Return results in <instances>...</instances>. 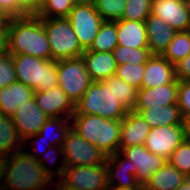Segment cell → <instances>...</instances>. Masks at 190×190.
<instances>
[{"instance_id": "6da1fadb", "label": "cell", "mask_w": 190, "mask_h": 190, "mask_svg": "<svg viewBox=\"0 0 190 190\" xmlns=\"http://www.w3.org/2000/svg\"><path fill=\"white\" fill-rule=\"evenodd\" d=\"M51 180L38 159L23 149L0 159V190H47Z\"/></svg>"}, {"instance_id": "7a4b0ae2", "label": "cell", "mask_w": 190, "mask_h": 190, "mask_svg": "<svg viewBox=\"0 0 190 190\" xmlns=\"http://www.w3.org/2000/svg\"><path fill=\"white\" fill-rule=\"evenodd\" d=\"M9 54L52 60L48 36L37 15L10 18L7 26Z\"/></svg>"}, {"instance_id": "3957f363", "label": "cell", "mask_w": 190, "mask_h": 190, "mask_svg": "<svg viewBox=\"0 0 190 190\" xmlns=\"http://www.w3.org/2000/svg\"><path fill=\"white\" fill-rule=\"evenodd\" d=\"M72 129L106 156L119 152L121 120L97 115L73 114Z\"/></svg>"}, {"instance_id": "277c9868", "label": "cell", "mask_w": 190, "mask_h": 190, "mask_svg": "<svg viewBox=\"0 0 190 190\" xmlns=\"http://www.w3.org/2000/svg\"><path fill=\"white\" fill-rule=\"evenodd\" d=\"M128 110L114 93V76L93 82L75 104L74 114L97 115L110 120H122Z\"/></svg>"}, {"instance_id": "5b68a950", "label": "cell", "mask_w": 190, "mask_h": 190, "mask_svg": "<svg viewBox=\"0 0 190 190\" xmlns=\"http://www.w3.org/2000/svg\"><path fill=\"white\" fill-rule=\"evenodd\" d=\"M11 55L18 82L35 91H46L59 86L56 61L23 54Z\"/></svg>"}, {"instance_id": "8992f818", "label": "cell", "mask_w": 190, "mask_h": 190, "mask_svg": "<svg viewBox=\"0 0 190 190\" xmlns=\"http://www.w3.org/2000/svg\"><path fill=\"white\" fill-rule=\"evenodd\" d=\"M41 22L48 36L52 60L82 57L85 50L67 18H41Z\"/></svg>"}, {"instance_id": "52a82bcc", "label": "cell", "mask_w": 190, "mask_h": 190, "mask_svg": "<svg viewBox=\"0 0 190 190\" xmlns=\"http://www.w3.org/2000/svg\"><path fill=\"white\" fill-rule=\"evenodd\" d=\"M59 87L75 105L93 83L82 57L56 61Z\"/></svg>"}, {"instance_id": "ba28073f", "label": "cell", "mask_w": 190, "mask_h": 190, "mask_svg": "<svg viewBox=\"0 0 190 190\" xmlns=\"http://www.w3.org/2000/svg\"><path fill=\"white\" fill-rule=\"evenodd\" d=\"M62 150V165L66 167L95 166L103 163L107 157L72 128L62 144Z\"/></svg>"}, {"instance_id": "9c48e42d", "label": "cell", "mask_w": 190, "mask_h": 190, "mask_svg": "<svg viewBox=\"0 0 190 190\" xmlns=\"http://www.w3.org/2000/svg\"><path fill=\"white\" fill-rule=\"evenodd\" d=\"M59 181L69 189L108 190L106 160L95 166L66 167Z\"/></svg>"}, {"instance_id": "30bf717a", "label": "cell", "mask_w": 190, "mask_h": 190, "mask_svg": "<svg viewBox=\"0 0 190 190\" xmlns=\"http://www.w3.org/2000/svg\"><path fill=\"white\" fill-rule=\"evenodd\" d=\"M67 19L70 21L81 47L84 50H88L104 22L101 15L96 11L94 6L75 5L71 9Z\"/></svg>"}, {"instance_id": "8fae6325", "label": "cell", "mask_w": 190, "mask_h": 190, "mask_svg": "<svg viewBox=\"0 0 190 190\" xmlns=\"http://www.w3.org/2000/svg\"><path fill=\"white\" fill-rule=\"evenodd\" d=\"M184 125H167L151 128L144 146L153 154L166 160L173 151L184 141Z\"/></svg>"}, {"instance_id": "7c38bea8", "label": "cell", "mask_w": 190, "mask_h": 190, "mask_svg": "<svg viewBox=\"0 0 190 190\" xmlns=\"http://www.w3.org/2000/svg\"><path fill=\"white\" fill-rule=\"evenodd\" d=\"M119 153L136 166L135 178L142 185L167 163L164 157L151 153L144 145L119 148Z\"/></svg>"}, {"instance_id": "4fadbf2b", "label": "cell", "mask_w": 190, "mask_h": 190, "mask_svg": "<svg viewBox=\"0 0 190 190\" xmlns=\"http://www.w3.org/2000/svg\"><path fill=\"white\" fill-rule=\"evenodd\" d=\"M34 100L49 118L65 117L71 119L75 112V105L59 86L46 91H35Z\"/></svg>"}, {"instance_id": "5bb4252c", "label": "cell", "mask_w": 190, "mask_h": 190, "mask_svg": "<svg viewBox=\"0 0 190 190\" xmlns=\"http://www.w3.org/2000/svg\"><path fill=\"white\" fill-rule=\"evenodd\" d=\"M49 117L38 107L34 98L20 105L12 117L18 135L26 145L29 136L39 133Z\"/></svg>"}, {"instance_id": "9a60e30c", "label": "cell", "mask_w": 190, "mask_h": 190, "mask_svg": "<svg viewBox=\"0 0 190 190\" xmlns=\"http://www.w3.org/2000/svg\"><path fill=\"white\" fill-rule=\"evenodd\" d=\"M151 14L163 19L177 32L190 30L186 0H152Z\"/></svg>"}, {"instance_id": "2e32d148", "label": "cell", "mask_w": 190, "mask_h": 190, "mask_svg": "<svg viewBox=\"0 0 190 190\" xmlns=\"http://www.w3.org/2000/svg\"><path fill=\"white\" fill-rule=\"evenodd\" d=\"M106 167L109 188H130L139 184L135 178L136 166L119 152L106 157Z\"/></svg>"}, {"instance_id": "e0dca14e", "label": "cell", "mask_w": 190, "mask_h": 190, "mask_svg": "<svg viewBox=\"0 0 190 190\" xmlns=\"http://www.w3.org/2000/svg\"><path fill=\"white\" fill-rule=\"evenodd\" d=\"M176 80L174 64L162 55L153 54L145 64L141 88H153L172 83Z\"/></svg>"}, {"instance_id": "ac0fdd59", "label": "cell", "mask_w": 190, "mask_h": 190, "mask_svg": "<svg viewBox=\"0 0 190 190\" xmlns=\"http://www.w3.org/2000/svg\"><path fill=\"white\" fill-rule=\"evenodd\" d=\"M150 130V125L139 113L128 111L121 120L119 148L144 145Z\"/></svg>"}, {"instance_id": "d6986e66", "label": "cell", "mask_w": 190, "mask_h": 190, "mask_svg": "<svg viewBox=\"0 0 190 190\" xmlns=\"http://www.w3.org/2000/svg\"><path fill=\"white\" fill-rule=\"evenodd\" d=\"M179 81L153 88L138 90L137 104L133 110H143L151 106H166L177 104Z\"/></svg>"}, {"instance_id": "ffe728a7", "label": "cell", "mask_w": 190, "mask_h": 190, "mask_svg": "<svg viewBox=\"0 0 190 190\" xmlns=\"http://www.w3.org/2000/svg\"><path fill=\"white\" fill-rule=\"evenodd\" d=\"M148 48L152 54L161 55L177 33L167 22L150 14L145 20Z\"/></svg>"}, {"instance_id": "44dd1931", "label": "cell", "mask_w": 190, "mask_h": 190, "mask_svg": "<svg viewBox=\"0 0 190 190\" xmlns=\"http://www.w3.org/2000/svg\"><path fill=\"white\" fill-rule=\"evenodd\" d=\"M86 70L93 82H100L115 75L117 63L112 52L85 50L82 54Z\"/></svg>"}, {"instance_id": "7402d4cb", "label": "cell", "mask_w": 190, "mask_h": 190, "mask_svg": "<svg viewBox=\"0 0 190 190\" xmlns=\"http://www.w3.org/2000/svg\"><path fill=\"white\" fill-rule=\"evenodd\" d=\"M34 93V89L18 81L1 88L0 111L3 116L12 118L20 105L34 98Z\"/></svg>"}, {"instance_id": "603a6c76", "label": "cell", "mask_w": 190, "mask_h": 190, "mask_svg": "<svg viewBox=\"0 0 190 190\" xmlns=\"http://www.w3.org/2000/svg\"><path fill=\"white\" fill-rule=\"evenodd\" d=\"M118 45L129 48H148L145 21L117 20Z\"/></svg>"}, {"instance_id": "cb8c5ba5", "label": "cell", "mask_w": 190, "mask_h": 190, "mask_svg": "<svg viewBox=\"0 0 190 190\" xmlns=\"http://www.w3.org/2000/svg\"><path fill=\"white\" fill-rule=\"evenodd\" d=\"M133 111L139 113L151 128L183 124V117L181 115L178 104H171L166 106L153 105L147 109Z\"/></svg>"}, {"instance_id": "d4e9b609", "label": "cell", "mask_w": 190, "mask_h": 190, "mask_svg": "<svg viewBox=\"0 0 190 190\" xmlns=\"http://www.w3.org/2000/svg\"><path fill=\"white\" fill-rule=\"evenodd\" d=\"M185 178L184 174L167 162L152 174L144 187L146 190H176Z\"/></svg>"}, {"instance_id": "484cf974", "label": "cell", "mask_w": 190, "mask_h": 190, "mask_svg": "<svg viewBox=\"0 0 190 190\" xmlns=\"http://www.w3.org/2000/svg\"><path fill=\"white\" fill-rule=\"evenodd\" d=\"M23 144L24 141L18 135L12 118L3 117L0 120V159L21 151Z\"/></svg>"}, {"instance_id": "4316f807", "label": "cell", "mask_w": 190, "mask_h": 190, "mask_svg": "<svg viewBox=\"0 0 190 190\" xmlns=\"http://www.w3.org/2000/svg\"><path fill=\"white\" fill-rule=\"evenodd\" d=\"M71 128L72 123L69 118H48L47 121L41 127L39 134L43 136V139L46 138L45 140H50V143H53V146H55L56 144L57 146L62 147V144L64 143L66 136ZM49 133L51 136L48 135Z\"/></svg>"}, {"instance_id": "83f0119b", "label": "cell", "mask_w": 190, "mask_h": 190, "mask_svg": "<svg viewBox=\"0 0 190 190\" xmlns=\"http://www.w3.org/2000/svg\"><path fill=\"white\" fill-rule=\"evenodd\" d=\"M118 45L116 21H104L89 51L112 52Z\"/></svg>"}, {"instance_id": "f1b7e54d", "label": "cell", "mask_w": 190, "mask_h": 190, "mask_svg": "<svg viewBox=\"0 0 190 190\" xmlns=\"http://www.w3.org/2000/svg\"><path fill=\"white\" fill-rule=\"evenodd\" d=\"M190 54V30L179 31L161 54L170 63L175 64Z\"/></svg>"}, {"instance_id": "f546056e", "label": "cell", "mask_w": 190, "mask_h": 190, "mask_svg": "<svg viewBox=\"0 0 190 190\" xmlns=\"http://www.w3.org/2000/svg\"><path fill=\"white\" fill-rule=\"evenodd\" d=\"M117 65L130 63L134 65L146 64L153 55L149 48H129L117 45L112 51Z\"/></svg>"}, {"instance_id": "4dcf8cb0", "label": "cell", "mask_w": 190, "mask_h": 190, "mask_svg": "<svg viewBox=\"0 0 190 190\" xmlns=\"http://www.w3.org/2000/svg\"><path fill=\"white\" fill-rule=\"evenodd\" d=\"M74 6V0H43L37 16L40 18H67Z\"/></svg>"}, {"instance_id": "1f68e13d", "label": "cell", "mask_w": 190, "mask_h": 190, "mask_svg": "<svg viewBox=\"0 0 190 190\" xmlns=\"http://www.w3.org/2000/svg\"><path fill=\"white\" fill-rule=\"evenodd\" d=\"M138 90L114 75L115 96L128 111L133 110L137 104Z\"/></svg>"}, {"instance_id": "d6a6232c", "label": "cell", "mask_w": 190, "mask_h": 190, "mask_svg": "<svg viewBox=\"0 0 190 190\" xmlns=\"http://www.w3.org/2000/svg\"><path fill=\"white\" fill-rule=\"evenodd\" d=\"M167 162L186 177L190 176V140L184 141L173 151Z\"/></svg>"}, {"instance_id": "836d02e7", "label": "cell", "mask_w": 190, "mask_h": 190, "mask_svg": "<svg viewBox=\"0 0 190 190\" xmlns=\"http://www.w3.org/2000/svg\"><path fill=\"white\" fill-rule=\"evenodd\" d=\"M145 64L134 65L125 63L117 65L115 76L126 81L133 87L141 89V84L144 77Z\"/></svg>"}, {"instance_id": "e575fe53", "label": "cell", "mask_w": 190, "mask_h": 190, "mask_svg": "<svg viewBox=\"0 0 190 190\" xmlns=\"http://www.w3.org/2000/svg\"><path fill=\"white\" fill-rule=\"evenodd\" d=\"M152 0H127L121 19L145 21L151 14Z\"/></svg>"}, {"instance_id": "d590c367", "label": "cell", "mask_w": 190, "mask_h": 190, "mask_svg": "<svg viewBox=\"0 0 190 190\" xmlns=\"http://www.w3.org/2000/svg\"><path fill=\"white\" fill-rule=\"evenodd\" d=\"M127 0H98L96 11L104 21L121 20Z\"/></svg>"}, {"instance_id": "8d00e7d4", "label": "cell", "mask_w": 190, "mask_h": 190, "mask_svg": "<svg viewBox=\"0 0 190 190\" xmlns=\"http://www.w3.org/2000/svg\"><path fill=\"white\" fill-rule=\"evenodd\" d=\"M17 81L11 54L0 56V89Z\"/></svg>"}, {"instance_id": "74e56055", "label": "cell", "mask_w": 190, "mask_h": 190, "mask_svg": "<svg viewBox=\"0 0 190 190\" xmlns=\"http://www.w3.org/2000/svg\"><path fill=\"white\" fill-rule=\"evenodd\" d=\"M177 104L183 119L190 115V81H179Z\"/></svg>"}, {"instance_id": "f35d334b", "label": "cell", "mask_w": 190, "mask_h": 190, "mask_svg": "<svg viewBox=\"0 0 190 190\" xmlns=\"http://www.w3.org/2000/svg\"><path fill=\"white\" fill-rule=\"evenodd\" d=\"M50 152V153H49ZM52 153V155H51ZM56 153V154H55ZM55 154V155H54ZM60 154L63 156V150H62V147L60 146H57V150H56V145L55 146H52L51 148H48V150L40 156V158H38V161L42 164V167L43 169L52 177L54 178L55 177V173L58 174L59 178L62 177L63 173H64V169L66 168L65 165H62L60 166L59 168H57V170H53V169H50L49 167H47L45 165V163L43 162V157H45V160L46 162L49 160V162H52L54 163L57 159V156Z\"/></svg>"}, {"instance_id": "ab89813d", "label": "cell", "mask_w": 190, "mask_h": 190, "mask_svg": "<svg viewBox=\"0 0 190 190\" xmlns=\"http://www.w3.org/2000/svg\"><path fill=\"white\" fill-rule=\"evenodd\" d=\"M16 17L25 15H37L43 0H15Z\"/></svg>"}, {"instance_id": "60d3db41", "label": "cell", "mask_w": 190, "mask_h": 190, "mask_svg": "<svg viewBox=\"0 0 190 190\" xmlns=\"http://www.w3.org/2000/svg\"><path fill=\"white\" fill-rule=\"evenodd\" d=\"M176 79L190 81V54L174 64Z\"/></svg>"}, {"instance_id": "b9f144b4", "label": "cell", "mask_w": 190, "mask_h": 190, "mask_svg": "<svg viewBox=\"0 0 190 190\" xmlns=\"http://www.w3.org/2000/svg\"><path fill=\"white\" fill-rule=\"evenodd\" d=\"M34 137V139H33V143H31L32 144V148H34V150H35V152L37 151V154L36 153H34V152H30V151H28L27 153L31 156V157H33V158H35V159H38V158H40V156L41 155H43L47 150H48V148H51L52 146H53V144H51L50 143V141H46L45 139H43V136L42 135H40L39 133H37V134H35V135H32V136H29L26 140H28L29 138H33ZM36 137V138H35ZM42 141V142H41ZM40 142L41 143H45V145H46V147L45 148H43L42 146H41V144H40ZM48 142V143H47ZM43 143V144H44ZM47 143V144H46ZM42 144V145H43ZM45 149V150H44ZM38 153H39V155H38ZM42 153V154H41Z\"/></svg>"}, {"instance_id": "7bdbcfd3", "label": "cell", "mask_w": 190, "mask_h": 190, "mask_svg": "<svg viewBox=\"0 0 190 190\" xmlns=\"http://www.w3.org/2000/svg\"><path fill=\"white\" fill-rule=\"evenodd\" d=\"M0 10L9 18L16 17V2L15 0H0Z\"/></svg>"}, {"instance_id": "ee69618b", "label": "cell", "mask_w": 190, "mask_h": 190, "mask_svg": "<svg viewBox=\"0 0 190 190\" xmlns=\"http://www.w3.org/2000/svg\"><path fill=\"white\" fill-rule=\"evenodd\" d=\"M9 53V44H8V33L7 30L5 32H0V56Z\"/></svg>"}, {"instance_id": "f6af8a7d", "label": "cell", "mask_w": 190, "mask_h": 190, "mask_svg": "<svg viewBox=\"0 0 190 190\" xmlns=\"http://www.w3.org/2000/svg\"><path fill=\"white\" fill-rule=\"evenodd\" d=\"M9 17L0 10V32H5L7 30Z\"/></svg>"}, {"instance_id": "bcb514c9", "label": "cell", "mask_w": 190, "mask_h": 190, "mask_svg": "<svg viewBox=\"0 0 190 190\" xmlns=\"http://www.w3.org/2000/svg\"><path fill=\"white\" fill-rule=\"evenodd\" d=\"M185 137H190V115L183 119Z\"/></svg>"}, {"instance_id": "7dc6e473", "label": "cell", "mask_w": 190, "mask_h": 190, "mask_svg": "<svg viewBox=\"0 0 190 190\" xmlns=\"http://www.w3.org/2000/svg\"><path fill=\"white\" fill-rule=\"evenodd\" d=\"M98 0H74L75 5H90L94 6L97 4Z\"/></svg>"}, {"instance_id": "c3c4849f", "label": "cell", "mask_w": 190, "mask_h": 190, "mask_svg": "<svg viewBox=\"0 0 190 190\" xmlns=\"http://www.w3.org/2000/svg\"><path fill=\"white\" fill-rule=\"evenodd\" d=\"M145 187L142 184H138L135 187H130V188H108V190H144Z\"/></svg>"}, {"instance_id": "681fc988", "label": "cell", "mask_w": 190, "mask_h": 190, "mask_svg": "<svg viewBox=\"0 0 190 190\" xmlns=\"http://www.w3.org/2000/svg\"><path fill=\"white\" fill-rule=\"evenodd\" d=\"M176 190H190V176L186 177L183 184Z\"/></svg>"}, {"instance_id": "f907efd6", "label": "cell", "mask_w": 190, "mask_h": 190, "mask_svg": "<svg viewBox=\"0 0 190 190\" xmlns=\"http://www.w3.org/2000/svg\"><path fill=\"white\" fill-rule=\"evenodd\" d=\"M54 190H75V189H69L68 187L64 186L60 181H58V184H56V188Z\"/></svg>"}, {"instance_id": "816d5d0a", "label": "cell", "mask_w": 190, "mask_h": 190, "mask_svg": "<svg viewBox=\"0 0 190 190\" xmlns=\"http://www.w3.org/2000/svg\"><path fill=\"white\" fill-rule=\"evenodd\" d=\"M186 7H187V10H188V14L190 16V0H186Z\"/></svg>"}, {"instance_id": "f5cc1de1", "label": "cell", "mask_w": 190, "mask_h": 190, "mask_svg": "<svg viewBox=\"0 0 190 190\" xmlns=\"http://www.w3.org/2000/svg\"><path fill=\"white\" fill-rule=\"evenodd\" d=\"M3 117H4V116H3L2 112L0 111V120H1Z\"/></svg>"}]
</instances>
